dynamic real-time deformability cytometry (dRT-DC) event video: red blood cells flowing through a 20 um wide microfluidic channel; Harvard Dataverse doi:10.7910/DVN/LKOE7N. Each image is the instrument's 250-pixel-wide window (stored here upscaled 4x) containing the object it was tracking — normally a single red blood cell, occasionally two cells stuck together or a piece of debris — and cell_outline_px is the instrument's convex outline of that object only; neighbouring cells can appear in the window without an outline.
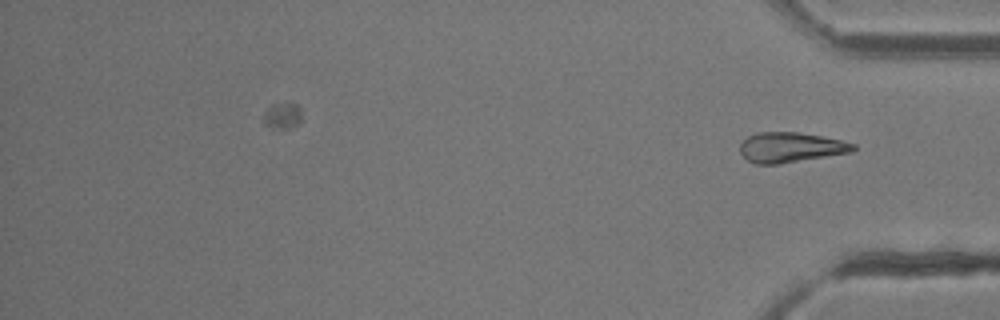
{"species": "common noctule bat (a hibernating species)", "species_latin": "Nyctalus noctula", "temperature_condition": "room temperature", "stored_images_in_passage": 32, "camera_frame_rate_fps": 3000, "um_per_image_px": 0.085, "animal": {"sex": "female"}, "frame": {"image": 1, "passage_image": 32, "time_ms": 10.333, "image_size_px": [1000, 320], "cell_outline_px": [[856, 148], [852, 152], [780, 164], [756, 164], [748, 160], [740, 152], [740, 144], [748, 136], [756, 132], [796, 132], [820, 136], [840, 140], [856, 144]], "centroid_in_image_um": [67.2, 12.53], "position_along_channel_um": 368.0, "area_um2": 19.77}}